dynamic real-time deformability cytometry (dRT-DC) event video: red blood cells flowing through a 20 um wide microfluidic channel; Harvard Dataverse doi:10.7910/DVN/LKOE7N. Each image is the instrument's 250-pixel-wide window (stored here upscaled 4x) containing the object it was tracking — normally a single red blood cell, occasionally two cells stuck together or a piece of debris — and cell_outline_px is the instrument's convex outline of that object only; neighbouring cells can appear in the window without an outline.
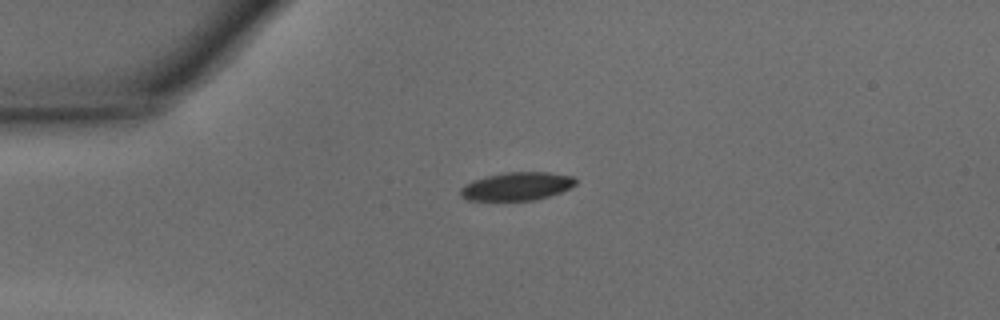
{"species": "common noctule bat (a hibernating species)", "species_latin": "Nyctalus noctula", "temperature_condition": "warm", "stored_images_in_passage": 36, "camera_frame_rate_fps": 3000, "um_per_image_px": 0.085, "animal": {"sex": "male", "body_mass_g": 15.6}, "frame": {"image": 1, "passage_image": 1, "time_ms": 0.0, "image_size_px": [1000, 320], "cell_outline_px": [[576, 184], [560, 192], [536, 200], [468, 200], [460, 196], [460, 188], [464, 184], [488, 176], [504, 172], [548, 172], [572, 176], [576, 180]], "centroid_in_image_um": [43.92, 15.83], "position_along_channel_um": 41.1, "area_um2": 18.73}}
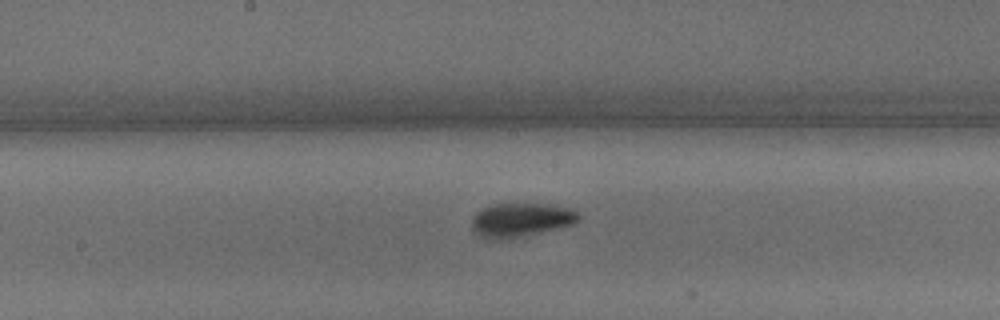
{"frame": {"image": 2, "passage_image": 14, "time_ms": 4.333, "image_size_px": [1000, 320], "cell_outline_px": [[580, 220], [572, 224], [540, 232], [500, 240], [488, 240], [480, 236], [472, 228], [472, 220], [476, 212], [488, 204], [552, 204], [568, 208], [576, 212], [580, 216]], "centroid_in_image_um": [44.23, 18.68], "position_along_channel_um": 204.0, "area_um2": 20.98}}
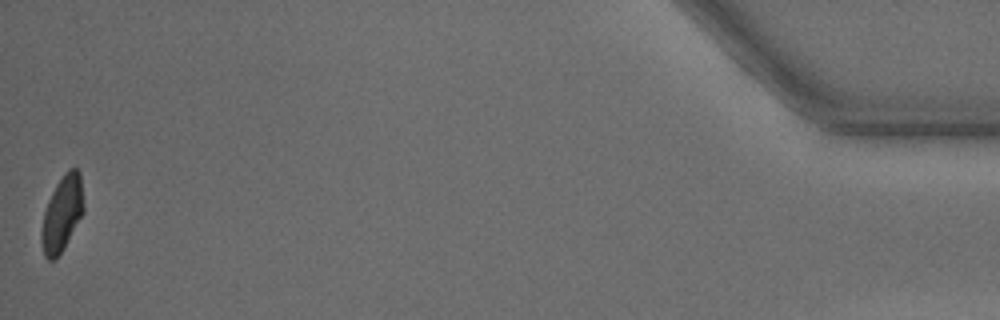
{"frame": {"image": 3, "passage_image": 36, "time_ms": 11.667, "image_size_px": [1000, 320], "cell_outline_px": [[84, 212], [64, 248], [56, 260], [48, 260], [44, 256], [40, 240], [40, 232], [44, 212], [48, 200], [56, 184], [64, 172], [68, 168], [76, 168], [80, 172], [84, 204]], "centroid_in_image_um": [5.27, 18.17], "position_along_channel_um": 429.9, "area_um2": 18.84}, "authors_computed_cell_mechanics": {"area_um2": 19.7965, "velocity_mm_per_s": 4.3564, "shape_relaxation_time_tau1_ms": 1.7607, "shape_relaxation_time_tau2_ms": 3.1956, "deformation_change_tau1": 0.1018, "deformation_change_tau2": 0.0733}}